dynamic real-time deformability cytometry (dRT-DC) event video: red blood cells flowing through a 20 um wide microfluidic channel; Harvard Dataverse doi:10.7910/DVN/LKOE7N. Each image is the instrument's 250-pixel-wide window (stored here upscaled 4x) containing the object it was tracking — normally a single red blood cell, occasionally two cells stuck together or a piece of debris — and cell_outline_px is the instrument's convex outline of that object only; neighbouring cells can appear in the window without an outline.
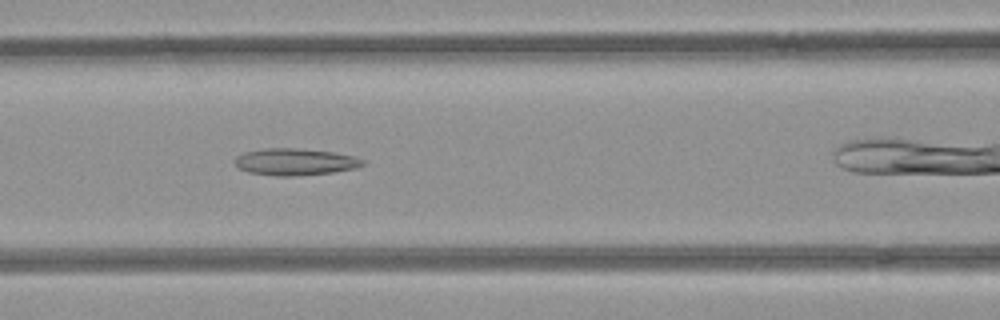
{"species": "common noctule bat (a hibernating species)", "species_latin": "Nyctalus noctula", "temperature_condition": "room temperature", "stored_images_in_passage": 29, "camera_frame_rate_fps": 3000, "um_per_image_px": 0.085, "animal": {"sex": "female", "body_mass_g": 21.9}, "frame": {"image": 1, "passage_image": 9, "time_ms": 2.667, "image_size_px": [1000, 320], "cell_outline_px": [[368, 160], [364, 164], [356, 168], [332, 172], [292, 176], [276, 176], [248, 172], [240, 168], [236, 164], [236, 156], [244, 152], [264, 148], [296, 148], [332, 152], [356, 156]], "centroid_in_image_um": [25.13, 13.75], "position_along_channel_um": 141.5, "area_um2": 20.0}}
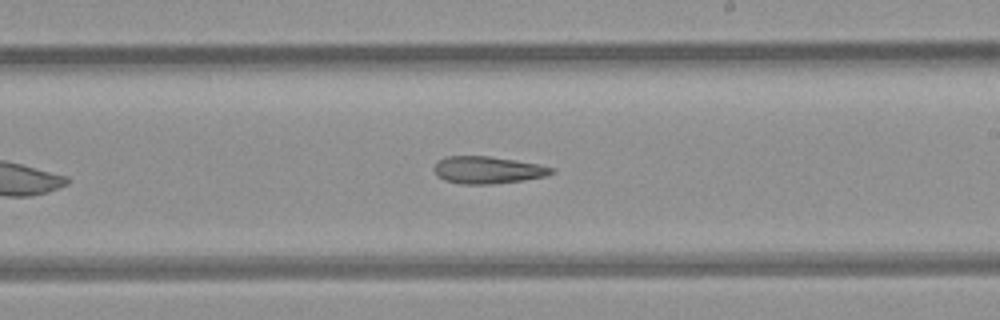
{"frame": {"image": 2, "passage_image": 17, "time_ms": 5.333, "image_size_px": [1000, 320], "cell_outline_px": [[556, 172], [544, 176], [524, 180], [492, 184], [460, 184], [444, 180], [436, 176], [432, 168], [444, 156], [488, 156], [516, 160], [540, 164], [556, 168]], "centroid_in_image_um": [41.46, 14.45], "position_along_channel_um": 247.5, "area_um2": 18.84}}
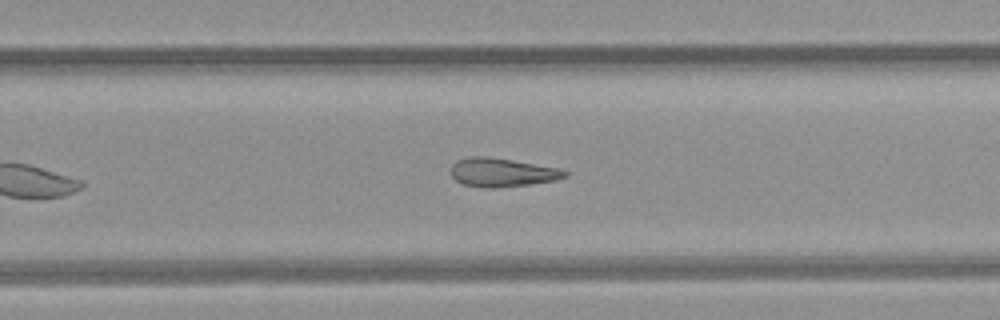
{"frame": {"image": 3, "passage_image": 20, "time_ms": 6.333, "image_size_px": [1000, 320], "cell_outline_px": [[568, 176], [556, 180], [532, 184], [492, 188], [484, 188], [464, 184], [456, 180], [452, 176], [452, 164], [456, 160], [472, 156], [488, 156], [556, 168], [568, 172]], "centroid_in_image_um": [42.66, 14.66], "position_along_channel_um": 287.1, "area_um2": 18.84}}